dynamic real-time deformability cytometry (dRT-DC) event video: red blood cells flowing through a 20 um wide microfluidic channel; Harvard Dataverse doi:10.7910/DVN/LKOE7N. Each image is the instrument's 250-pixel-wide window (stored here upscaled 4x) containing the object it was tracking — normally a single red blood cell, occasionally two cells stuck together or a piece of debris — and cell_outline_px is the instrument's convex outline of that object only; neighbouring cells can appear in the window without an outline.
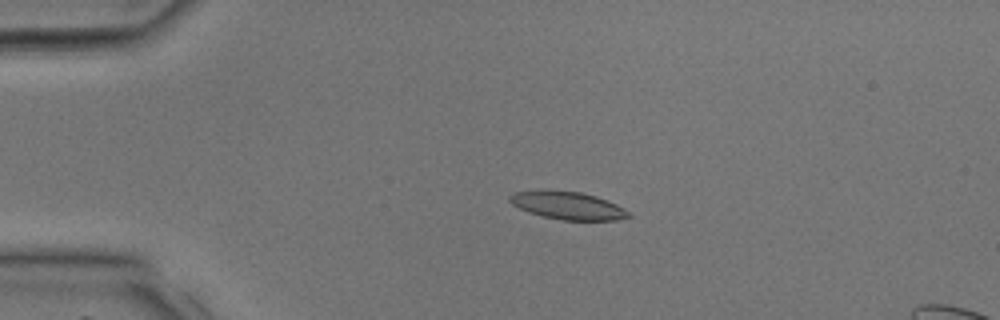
{"species": "common noctule bat (a hibernating species)", "species_latin": "Nyctalus noctula", "temperature_condition": "room temperature", "stored_images_in_passage": 36, "camera_frame_rate_fps": 3000, "um_per_image_px": 0.085, "animal": {"sex": "male", "body_mass_g": 17.9, "forearm_length_mm": 54.2}, "frame": {"image": 1, "passage_image": 8, "time_ms": 2.333, "image_size_px": [1000, 320], "cell_outline_px": [[632, 216], [616, 220], [560, 220], [528, 212], [512, 204], [508, 200], [508, 196], [516, 192], [580, 192], [596, 196], [608, 200], [624, 208]], "centroid_in_image_um": [48.31, 17.5], "position_along_channel_um": 36.7, "area_um2": 18.61}}
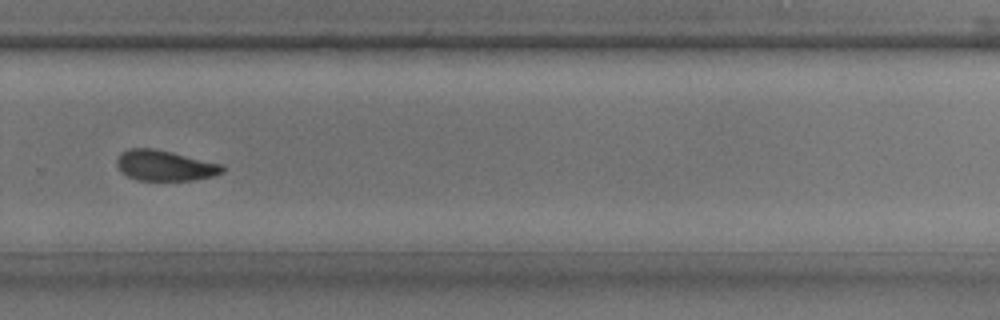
{"frame": {"image": 2, "passage_image": 26, "time_ms": 8.333, "image_size_px": [1000, 320], "cell_outline_px": [[224, 172], [212, 176], [192, 180], [136, 180], [120, 172], [116, 164], [116, 160], [120, 152], [128, 148], [152, 148], [172, 152], [220, 164], [224, 168]], "centroid_in_image_um": [13.94, 14.07], "position_along_channel_um": 315.9, "area_um2": 18.73}}
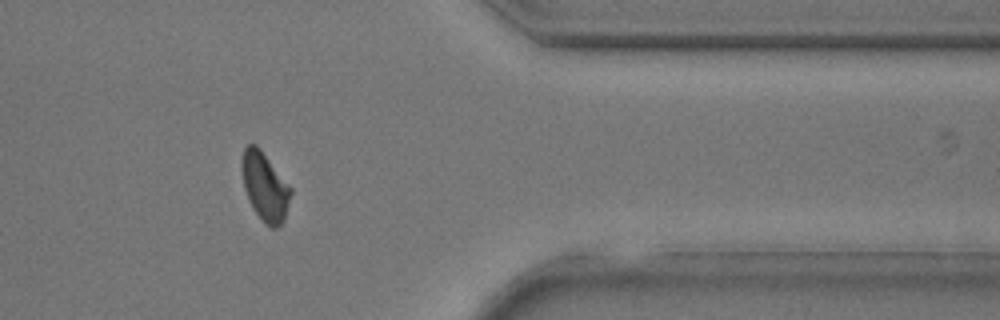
{"frame": {"image": 3, "passage_image": 31, "time_ms": 10.0, "image_size_px": [1000, 320], "cell_outline_px": [[292, 192], [284, 220], [276, 228], [272, 228], [264, 224], [252, 208], [244, 188], [240, 168], [240, 160], [244, 148], [248, 144], [256, 144], [260, 148], [292, 188]], "centroid_in_image_um": [22.49, 15.85], "position_along_channel_um": 388.9, "area_um2": 19.77}}